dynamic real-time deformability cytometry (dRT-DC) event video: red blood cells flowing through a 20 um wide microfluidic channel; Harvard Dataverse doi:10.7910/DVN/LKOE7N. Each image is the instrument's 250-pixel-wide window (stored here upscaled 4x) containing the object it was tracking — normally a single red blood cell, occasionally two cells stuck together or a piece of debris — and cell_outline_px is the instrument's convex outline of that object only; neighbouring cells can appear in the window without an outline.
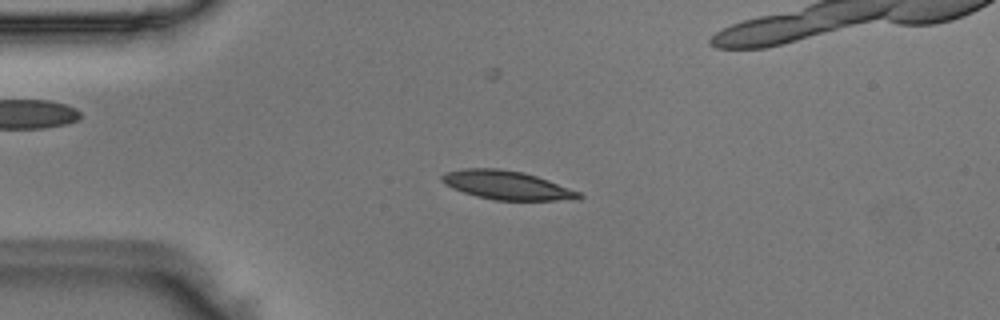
{"species": "Egyptian fruit bat (a non-hibernating species)", "species_latin": "Rousettus aegyptiacus", "temperature_condition": "room temperature", "stored_images_in_passage": 40, "camera_frame_rate_fps": 3000, "um_per_image_px": 0.085, "animal": {"sex": "male"}, "frame": {"image": 1, "passage_image": 6, "time_ms": 1.667, "image_size_px": [1000, 320], "cell_outline_px": [[584, 196], [580, 200], [492, 200], [476, 196], [452, 188], [444, 184], [440, 180], [440, 176], [444, 172], [464, 168], [496, 168], [524, 172], [548, 180], [580, 192]], "centroid_in_image_um": [43.07, 15.74], "position_along_channel_um": 41.9, "area_um2": 23.12}}
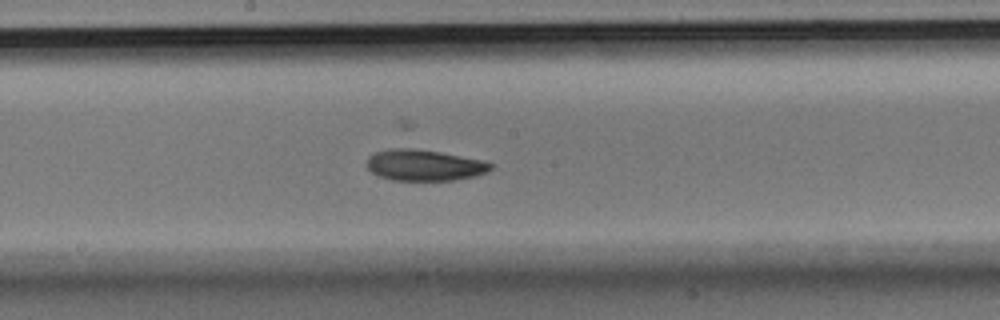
{"frame": {"image": 2, "passage_image": 21, "time_ms": 6.667, "image_size_px": [1000, 320], "cell_outline_px": [[492, 168], [476, 176], [456, 180], [392, 180], [380, 176], [372, 172], [368, 168], [368, 156], [376, 152], [400, 144], [484, 160], [492, 164]], "centroid_in_image_um": [36.04, 13.99], "position_along_channel_um": 212.2, "area_um2": 23.06}}
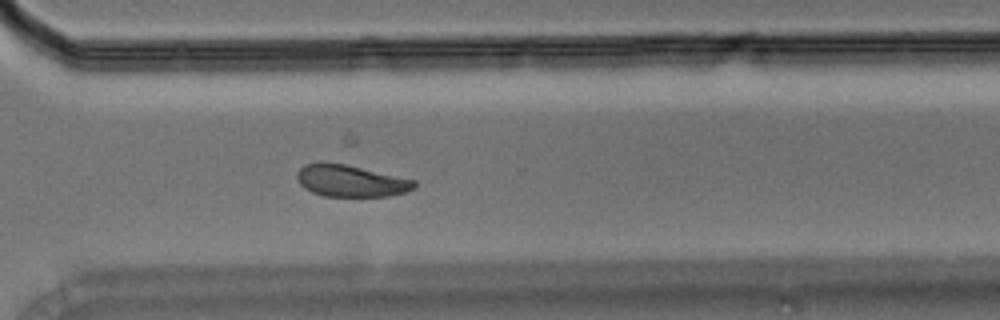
{"frame": {"image": 3, "passage_image": 31, "time_ms": 10.0, "image_size_px": [1000, 320], "cell_outline_px": [[416, 184], [412, 188], [404, 192], [388, 196], [324, 196], [312, 192], [304, 188], [300, 184], [296, 176], [300, 168], [304, 164], [344, 164], [416, 180]], "centroid_in_image_um": [29.81, 15.39], "position_along_channel_um": 340.8, "area_um2": 21.15}}